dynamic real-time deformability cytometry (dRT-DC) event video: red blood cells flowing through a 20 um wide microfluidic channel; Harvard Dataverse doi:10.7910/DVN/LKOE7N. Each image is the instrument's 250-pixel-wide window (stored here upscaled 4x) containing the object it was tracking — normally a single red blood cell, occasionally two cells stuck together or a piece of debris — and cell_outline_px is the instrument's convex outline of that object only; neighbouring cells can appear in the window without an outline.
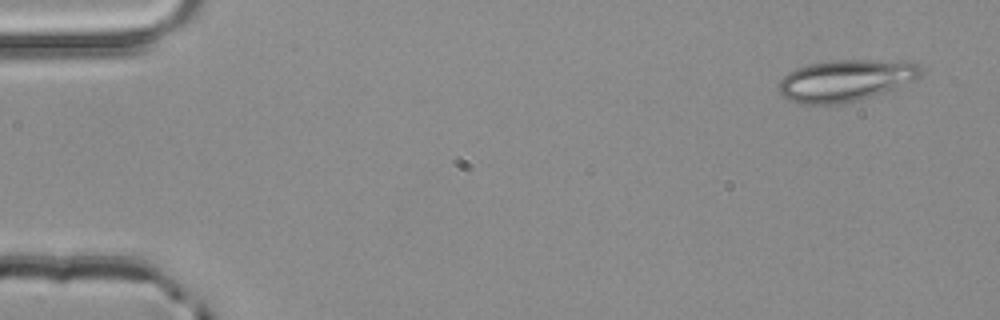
{"species": "common noctule bat (a hibernating species)", "species_latin": "Nyctalus noctula", "temperature_condition": "room temperature", "stored_images_in_passage": 4, "camera_frame_rate_fps": 3000, "um_per_image_px": 0.085, "animal": {"sex": "male", "body_mass_g": 20.4}, "frame": {"image": 1, "passage_image": 1, "time_ms": 0.0, "image_size_px": [1000, 320], "cell_outline_px": [[924, 72], [920, 76], [912, 80], [872, 96], [856, 100], [836, 104], [800, 104], [780, 96], [780, 80], [788, 72], [796, 68], [808, 64], [828, 60], [904, 60], [920, 64]], "centroid_in_image_um": [71.87, 6.81], "position_along_channel_um": 13.1, "area_um2": 34.45}}